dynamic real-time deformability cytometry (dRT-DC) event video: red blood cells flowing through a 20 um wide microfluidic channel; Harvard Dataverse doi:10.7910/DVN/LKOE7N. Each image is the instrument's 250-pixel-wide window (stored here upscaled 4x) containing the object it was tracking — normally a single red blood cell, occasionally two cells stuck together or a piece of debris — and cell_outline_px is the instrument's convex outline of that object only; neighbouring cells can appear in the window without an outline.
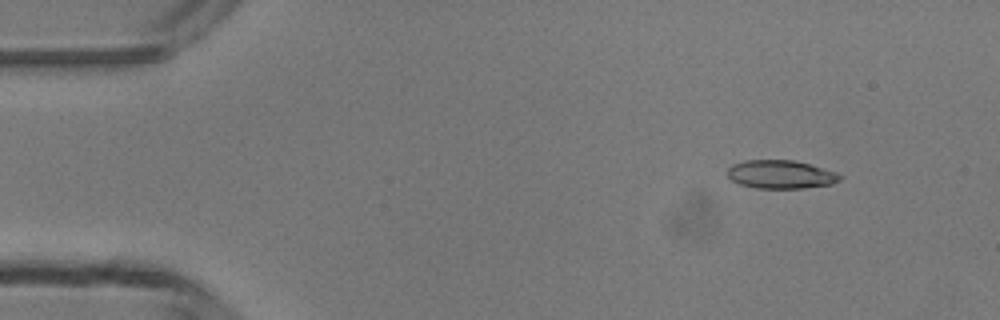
{"species": "common noctule bat (a hibernating species)", "species_latin": "Nyctalus noctula", "temperature_condition": "room temperature", "stored_images_in_passage": 5, "camera_frame_rate_fps": 3000, "um_per_image_px": 0.085, "animal": {"sex": "male", "body_mass_g": 13.3}, "frame": {"image": 1, "passage_image": 2, "time_ms": 1.0, "image_size_px": [1000, 320], "cell_outline_px": [[844, 176], [840, 180], [832, 184], [804, 188], [756, 188], [740, 184], [732, 180], [728, 176], [728, 168], [732, 164], [744, 160], [792, 160], [808, 164], [836, 172]], "centroid_in_image_um": [66.37, 14.82], "position_along_channel_um": 18.6, "area_um2": 18.55}}